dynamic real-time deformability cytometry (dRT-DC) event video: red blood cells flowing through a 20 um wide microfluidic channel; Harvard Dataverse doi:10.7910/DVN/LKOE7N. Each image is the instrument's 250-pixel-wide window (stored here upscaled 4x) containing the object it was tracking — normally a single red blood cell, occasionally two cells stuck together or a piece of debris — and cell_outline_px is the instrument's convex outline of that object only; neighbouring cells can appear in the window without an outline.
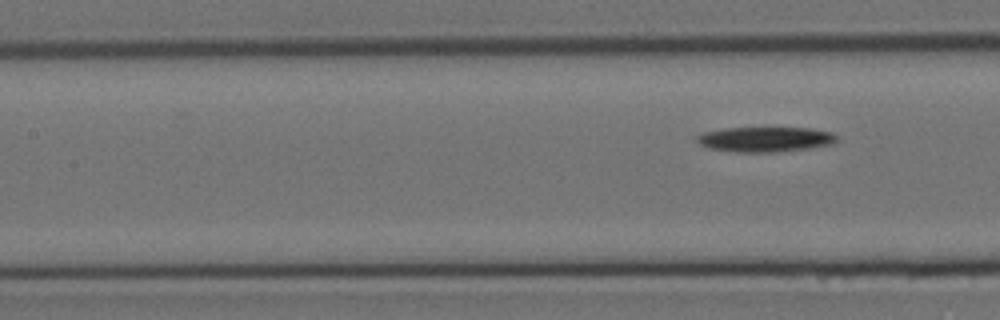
{"species": "Egyptian fruit bat (a non-hibernating species)", "species_latin": "Rousettus aegyptiacus", "temperature_condition": "room temperature", "stored_images_in_passage": 8, "segment_of_instrument_passage": [2, 2], "camera_frame_rate_fps": 3000, "um_per_image_px": 0.085, "animal": {"sex": "female"}, "frame": {"image": 1, "passage_image": 8, "time_ms": 2.333, "image_size_px": [1000, 320], "cell_outline_px": [[840, 140], [836, 144], [812, 148], [776, 152], [736, 152], [708, 148], [700, 144], [696, 140], [696, 136], [704, 132], [724, 128], [812, 128], [832, 132], [840, 136]], "centroid_in_image_um": [65.14, 11.84], "position_along_channel_um": 142.3, "area_um2": 20.81}}